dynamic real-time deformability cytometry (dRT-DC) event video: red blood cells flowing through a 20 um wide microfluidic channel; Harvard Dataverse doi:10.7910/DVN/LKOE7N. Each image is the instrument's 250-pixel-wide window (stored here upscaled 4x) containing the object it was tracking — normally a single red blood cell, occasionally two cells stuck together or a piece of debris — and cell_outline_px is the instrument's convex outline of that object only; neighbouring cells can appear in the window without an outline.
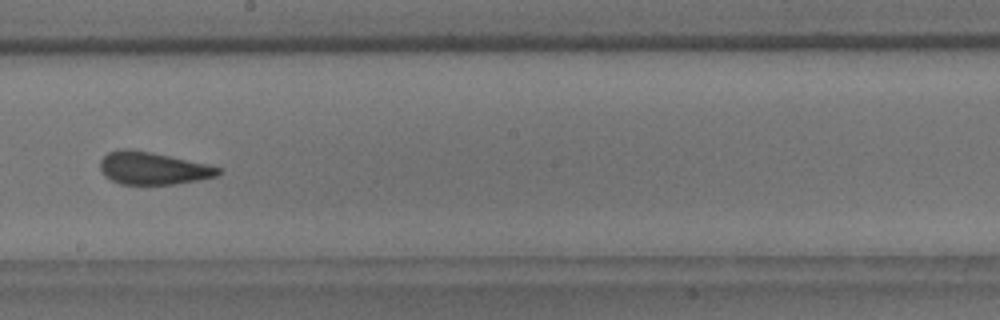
{"species": "common noctule bat (a hibernating species)", "species_latin": "Nyctalus noctula", "temperature_condition": "room temperature", "stored_images_in_passage": 9, "camera_frame_rate_fps": 3000, "um_per_image_px": 0.085, "animal": {"sex": "male", "body_mass_g": 18.8}, "frame": {"image": 1, "passage_image": 9, "time_ms": 10.0, "image_size_px": [1000, 320], "cell_outline_px": [[224, 172], [216, 176], [200, 180], [172, 184], [120, 184], [104, 176], [100, 168], [100, 160], [108, 152], [120, 148], [132, 148], [152, 152], [208, 164], [224, 168]], "centroid_in_image_um": [13.02, 14.29], "position_along_channel_um": 235.2, "area_um2": 22.72}}